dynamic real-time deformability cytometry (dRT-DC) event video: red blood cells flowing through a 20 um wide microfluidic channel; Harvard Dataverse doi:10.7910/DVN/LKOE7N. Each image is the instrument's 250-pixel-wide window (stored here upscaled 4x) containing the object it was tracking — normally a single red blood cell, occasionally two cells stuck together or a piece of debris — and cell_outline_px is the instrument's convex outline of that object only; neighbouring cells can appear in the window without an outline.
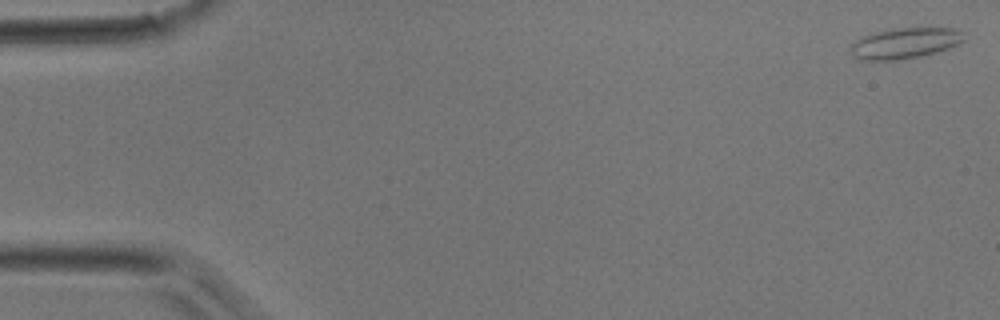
{"species": "common noctule bat (a hibernating species)", "species_latin": "Nyctalus noctula", "temperature_condition": "room temperature", "stored_images_in_passage": 3, "camera_frame_rate_fps": 3000, "um_per_image_px": 0.085, "animal": {"sex": "male", "body_mass_g": 17.9}, "frame": {"image": 1, "passage_image": 1, "time_ms": 0.0, "image_size_px": [1000, 320], "cell_outline_px": [[964, 40], [960, 44], [936, 52], [920, 56], [896, 60], [860, 60], [848, 52], [852, 44], [856, 40], [864, 36], [876, 32], [892, 28], [952, 28], [964, 32]], "centroid_in_image_um": [76.91, 3.67], "position_along_channel_um": 8.1, "area_um2": 20.35}}